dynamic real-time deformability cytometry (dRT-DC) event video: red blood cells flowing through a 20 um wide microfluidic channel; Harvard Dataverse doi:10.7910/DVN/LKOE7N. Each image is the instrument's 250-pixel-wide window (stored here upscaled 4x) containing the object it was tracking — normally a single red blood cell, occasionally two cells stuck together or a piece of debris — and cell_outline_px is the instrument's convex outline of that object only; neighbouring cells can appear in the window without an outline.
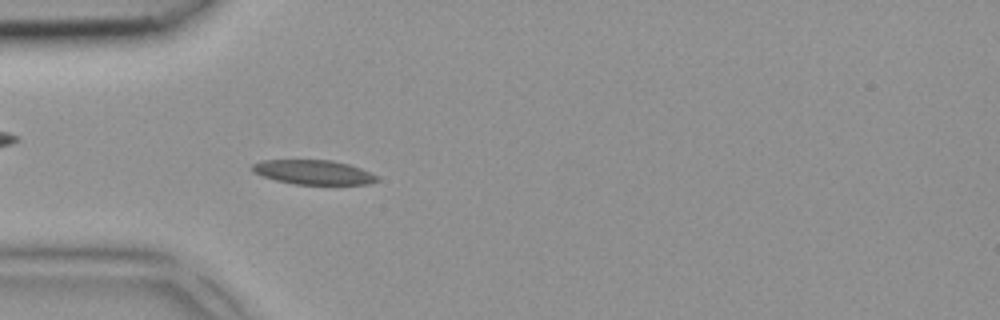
{"species": "common noctule bat (a hibernating species)", "species_latin": "Nyctalus noctula", "temperature_condition": "room temperature", "stored_images_in_passage": 4, "camera_frame_rate_fps": 3000, "um_per_image_px": 0.085, "animal": {"sex": "female", "body_mass_g": 18.4}, "frame": {"image": 1, "passage_image": 4, "time_ms": 1.0, "image_size_px": [1000, 320], "cell_outline_px": [[380, 180], [368, 184], [296, 184], [276, 180], [252, 172], [252, 164], [260, 160], [332, 160], [348, 164], [360, 168], [380, 176]], "centroid_in_image_um": [26.67, 14.63], "position_along_channel_um": 58.3, "area_um2": 17.74}}